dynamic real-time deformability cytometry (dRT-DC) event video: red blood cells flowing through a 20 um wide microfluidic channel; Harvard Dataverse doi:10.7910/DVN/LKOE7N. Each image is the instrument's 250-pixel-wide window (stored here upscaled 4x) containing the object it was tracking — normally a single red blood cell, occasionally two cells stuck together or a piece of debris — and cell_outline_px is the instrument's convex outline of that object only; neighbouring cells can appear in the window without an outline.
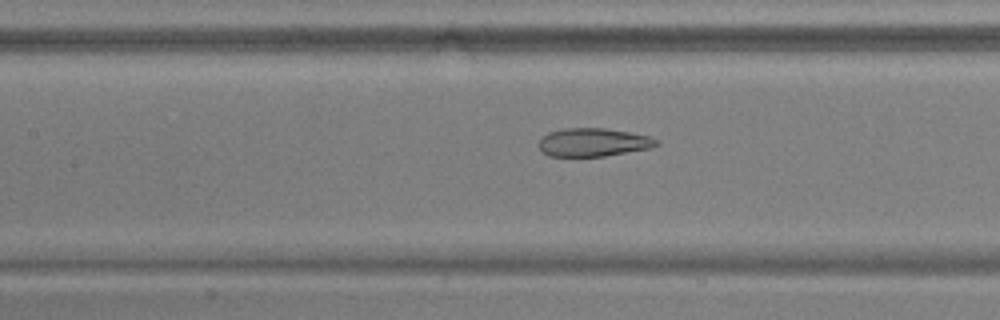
{"species": "common noctule bat (a hibernating species)", "species_latin": "Nyctalus noctula", "temperature_condition": "warm", "stored_images_in_passage": 40, "camera_frame_rate_fps": 3000, "um_per_image_px": 0.085, "animal": {"sex": "male", "body_mass_g": 17.9, "forearm_length_mm": 54.2}, "frame": {"image": 1, "passage_image": 11, "time_ms": 3.333, "image_size_px": [1000, 320], "cell_outline_px": [[660, 144], [652, 148], [604, 156], [548, 156], [540, 148], [540, 140], [548, 132], [564, 128], [604, 128], [628, 132], [648, 136], [660, 140]], "centroid_in_image_um": [50.47, 12.09], "position_along_channel_um": 156.9, "area_um2": 19.31}}
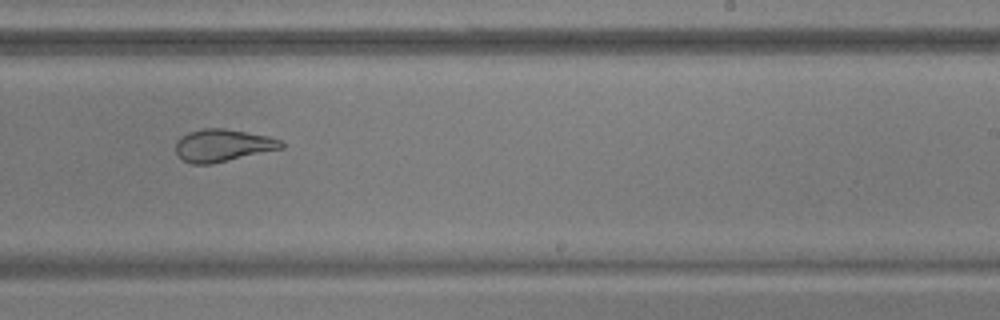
{"frame": {"image": 2, "passage_image": 20, "time_ms": 6.333, "image_size_px": [1000, 320], "cell_outline_px": [[284, 148], [212, 164], [192, 164], [184, 160], [176, 152], [176, 144], [180, 136], [188, 132], [204, 128], [224, 128], [268, 136], [280, 140], [284, 144]], "centroid_in_image_um": [18.94, 12.36], "position_along_channel_um": 270.1, "area_um2": 19.88}}
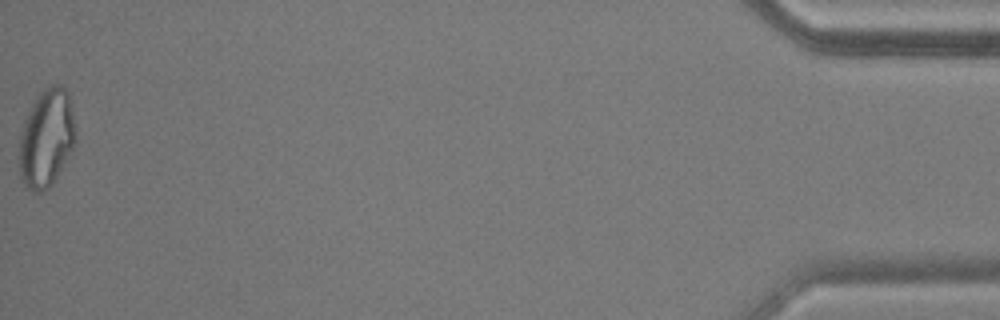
{"frame": {"image": 3, "passage_image": 40, "time_ms": 13.0, "image_size_px": [1000, 320], "cell_outline_px": [[76, 140], [72, 148], [52, 184], [48, 188], [40, 192], [32, 192], [24, 184], [20, 176], [20, 132], [24, 120], [36, 96], [44, 88], [52, 84], [60, 84], [68, 92], [72, 112], [76, 136]], "centroid_in_image_um": [3.94, 11.72], "position_along_channel_um": 431.3, "area_um2": 31.91}, "authors_computed_cell_mechanics": {"area_um2": 22.2819, "velocity_mm_per_s": 3.7822, "shape_relaxation_time_tau1_ms": null, "shape_relaxation_time_tau2_ms": 1.2798, "deformation_change_tau1": null, "deformation_change_tau2": 0.0745}}